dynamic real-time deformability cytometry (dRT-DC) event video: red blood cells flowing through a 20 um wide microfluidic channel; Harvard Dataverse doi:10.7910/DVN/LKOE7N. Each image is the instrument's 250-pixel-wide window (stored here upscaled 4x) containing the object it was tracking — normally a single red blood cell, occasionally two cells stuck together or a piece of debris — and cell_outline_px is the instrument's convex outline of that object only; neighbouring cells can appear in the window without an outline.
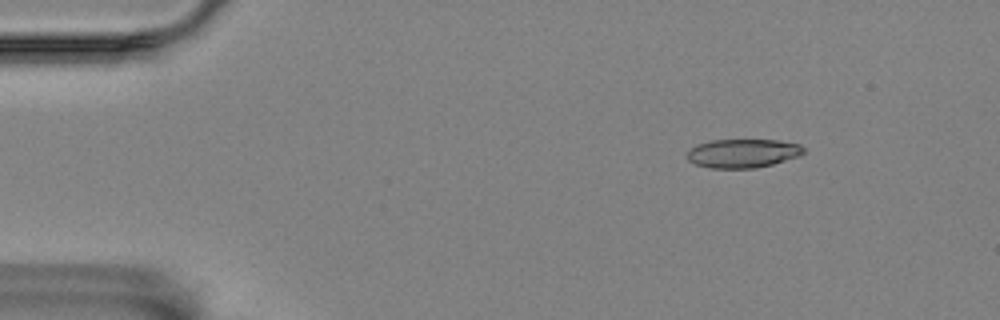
{"species": "Egyptian fruit bat (a non-hibernating species)", "species_latin": "Rousettus aegyptiacus", "temperature_condition": "room temperature", "stored_images_in_passage": 4, "camera_frame_rate_fps": 3000, "um_per_image_px": 0.085, "animal": {"sex": "female"}, "frame": {"image": 1, "passage_image": 2, "time_ms": 1.0, "image_size_px": [1000, 320], "cell_outline_px": [[808, 152], [800, 156], [772, 164], [756, 168], [708, 168], [696, 164], [688, 160], [688, 148], [696, 144], [712, 140], [780, 140], [800, 144]], "centroid_in_image_um": [63.17, 13.02], "position_along_channel_um": 21.8, "area_um2": 19.77}}